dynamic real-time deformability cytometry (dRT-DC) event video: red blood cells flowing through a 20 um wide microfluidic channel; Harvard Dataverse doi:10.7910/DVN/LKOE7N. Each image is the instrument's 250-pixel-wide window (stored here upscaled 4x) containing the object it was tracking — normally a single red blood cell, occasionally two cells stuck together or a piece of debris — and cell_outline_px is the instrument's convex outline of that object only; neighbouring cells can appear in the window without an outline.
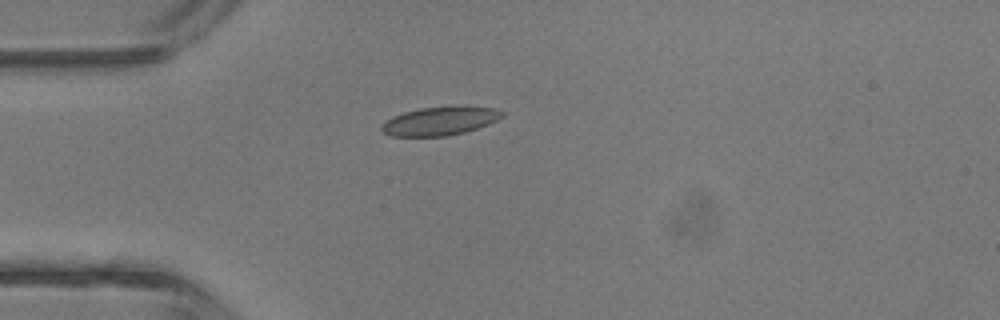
{"species": "common noctule bat (a hibernating species)", "species_latin": "Nyctalus noctula", "temperature_condition": "room temperature", "stored_images_in_passage": 1, "camera_frame_rate_fps": 3000, "um_per_image_px": 0.085, "animal": {"sex": "male", "body_mass_g": 13.3}, "frame": {"image": 1, "passage_image": 1, "time_ms": 0.0, "image_size_px": [1000, 320], "cell_outline_px": [[504, 116], [488, 124], [464, 132], [448, 136], [392, 136], [384, 132], [380, 128], [392, 116], [404, 112], [420, 108], [456, 104], [496, 108], [504, 112]], "centroid_in_image_um": [37.45, 10.25], "position_along_channel_um": 47.5, "area_um2": 20.35}}